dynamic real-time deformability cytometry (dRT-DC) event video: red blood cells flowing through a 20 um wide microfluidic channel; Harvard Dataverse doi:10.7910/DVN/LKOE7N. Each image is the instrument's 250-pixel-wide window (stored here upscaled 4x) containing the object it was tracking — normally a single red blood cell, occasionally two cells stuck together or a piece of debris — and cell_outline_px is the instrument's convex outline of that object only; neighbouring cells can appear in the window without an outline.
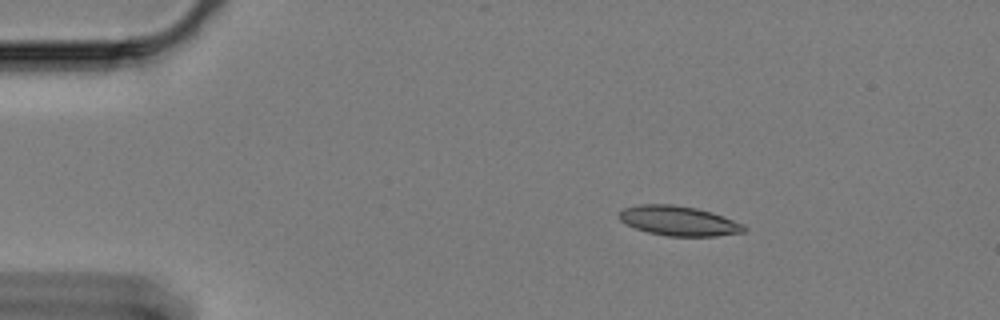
{"species": "Egyptian fruit bat (a non-hibernating species)", "species_latin": "Rousettus aegyptiacus", "temperature_condition": "cold", "stored_images_in_passage": 51, "camera_frame_rate_fps": 3000, "um_per_image_px": 0.085, "animal": {"sex": "female"}, "frame": {"image": 1, "passage_image": 1, "time_ms": 0.0, "image_size_px": [1000, 320], "cell_outline_px": [[748, 228], [744, 232], [716, 236], [668, 236], [648, 232], [624, 224], [620, 220], [620, 212], [624, 208], [640, 204], [672, 204], [696, 208], [712, 212], [744, 224]], "centroid_in_image_um": [57.71, 18.77], "position_along_channel_um": 27.3, "area_um2": 21.62}}
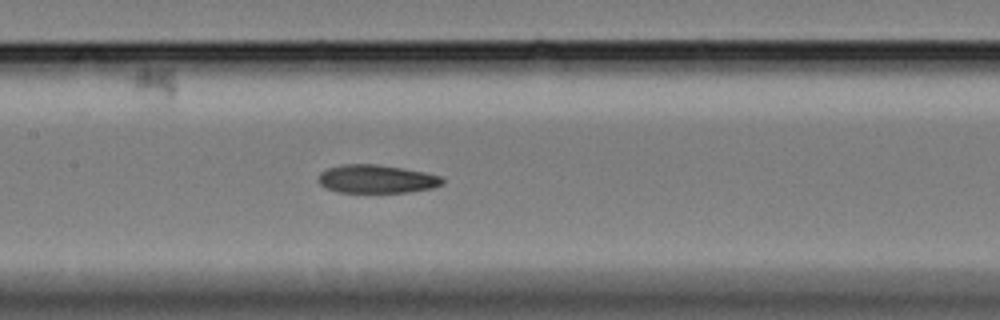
{"frame": {"image": 2, "passage_image": 20, "time_ms": 6.333, "image_size_px": [1000, 320], "cell_outline_px": [[444, 184], [432, 188], [408, 192], [340, 192], [328, 188], [320, 184], [320, 172], [328, 168], [340, 164], [376, 164], [424, 172], [440, 176], [444, 180]], "centroid_in_image_um": [32.03, 15.21], "position_along_channel_um": 175.4, "area_um2": 20.23}}
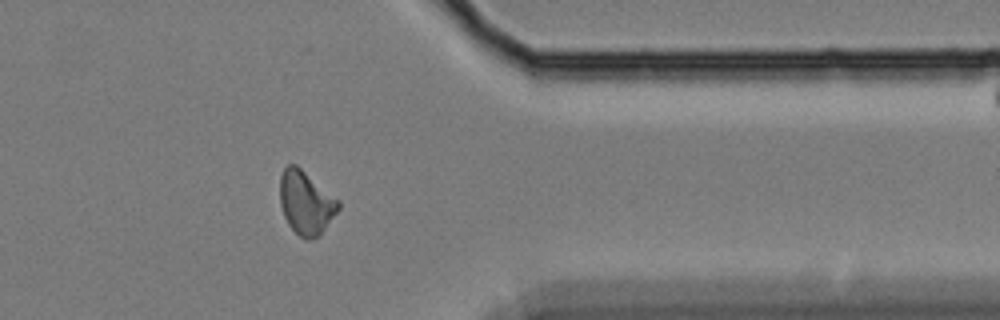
{"frame": {"image": 3, "passage_image": 40, "time_ms": 13.0, "image_size_px": [1000, 320], "cell_outline_px": [[340, 208], [320, 236], [312, 240], [304, 240], [288, 224], [284, 216], [280, 204], [280, 176], [284, 168], [288, 164], [296, 164], [340, 200]], "centroid_in_image_um": [26.02, 17.24], "position_along_channel_um": 385.4, "area_um2": 21.85}, "authors_computed_cell_mechanics": {"area_um2": 20.8658, "velocity_mm_per_s": 3.3227, "shape_relaxation_time_tau1_ms": null, "shape_relaxation_time_tau2_ms": 5.3159, "deformation_change_tau1": null, "deformation_change_tau2": 0.1249}}